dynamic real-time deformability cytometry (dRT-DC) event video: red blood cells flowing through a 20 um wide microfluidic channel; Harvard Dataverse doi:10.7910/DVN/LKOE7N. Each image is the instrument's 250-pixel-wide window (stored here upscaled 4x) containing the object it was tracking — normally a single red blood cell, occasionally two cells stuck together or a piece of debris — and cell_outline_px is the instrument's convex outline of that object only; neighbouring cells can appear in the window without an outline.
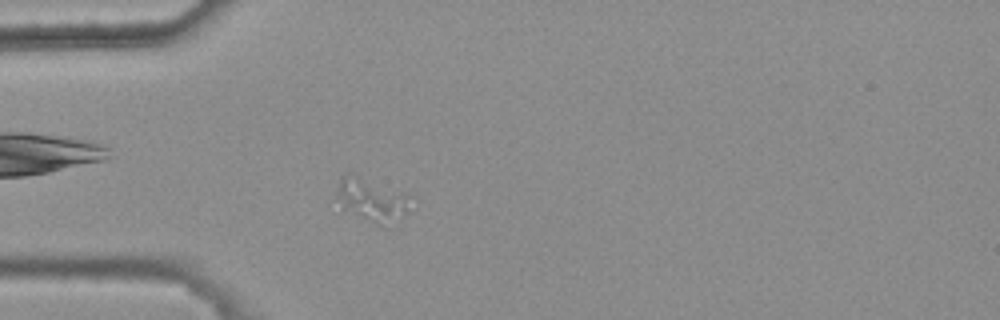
{"species": "common noctule bat (a hibernating species)", "species_latin": "Nyctalus noctula", "temperature_condition": "warm", "stored_images_in_passage": 2, "camera_frame_rate_fps": 3000, "um_per_image_px": 0.085, "animal": {"sex": "female", "body_mass_g": 25.1}, "frame": {"image": 1, "passage_image": 2, "time_ms": 0.333, "image_size_px": [1000, 320], "cell_outline_px": [[416, 196], [400, 220], [384, 228], [340, 212], [336, 196], [340, 176], [348, 172], [352, 172]], "centroid_in_image_um": [31.58, 17.01], "position_along_channel_um": 53.4, "area_um2": 20.29}}